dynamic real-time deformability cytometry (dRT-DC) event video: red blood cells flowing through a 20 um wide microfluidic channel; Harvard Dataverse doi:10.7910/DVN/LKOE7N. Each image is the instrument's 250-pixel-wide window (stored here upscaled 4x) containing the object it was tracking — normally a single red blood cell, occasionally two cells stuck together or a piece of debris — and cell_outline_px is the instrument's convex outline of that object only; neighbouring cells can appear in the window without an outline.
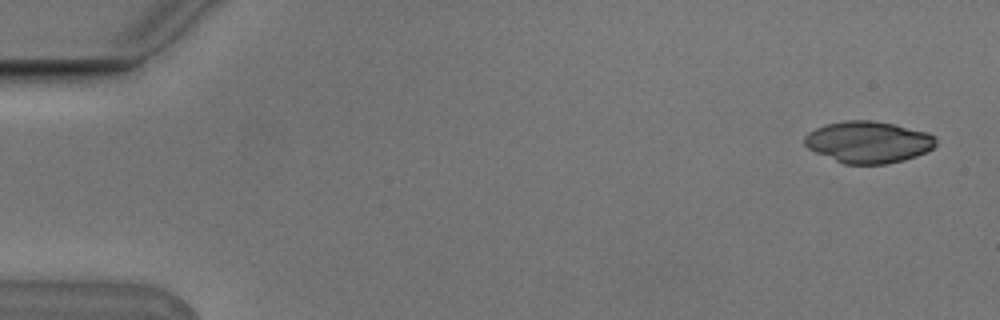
{"species": "Egyptian fruit bat (a non-hibernating species)", "species_latin": "Rousettus aegyptiacus", "temperature_condition": "cold", "stored_images_in_passage": 5, "camera_frame_rate_fps": 3000, "um_per_image_px": 0.085, "animal": {"sex": "male"}, "frame": {"image": 1, "passage_image": 1, "time_ms": 0.0, "image_size_px": [1000, 320], "cell_outline_px": [[936, 144], [928, 152], [904, 160], [884, 164], [844, 164], [816, 152], [808, 148], [804, 144], [804, 136], [808, 132], [816, 128], [828, 124], [844, 120], [872, 120], [892, 124], [928, 132], [936, 136]], "centroid_in_image_um": [73.82, 12.07], "position_along_channel_um": 11.2, "area_um2": 31.91}}